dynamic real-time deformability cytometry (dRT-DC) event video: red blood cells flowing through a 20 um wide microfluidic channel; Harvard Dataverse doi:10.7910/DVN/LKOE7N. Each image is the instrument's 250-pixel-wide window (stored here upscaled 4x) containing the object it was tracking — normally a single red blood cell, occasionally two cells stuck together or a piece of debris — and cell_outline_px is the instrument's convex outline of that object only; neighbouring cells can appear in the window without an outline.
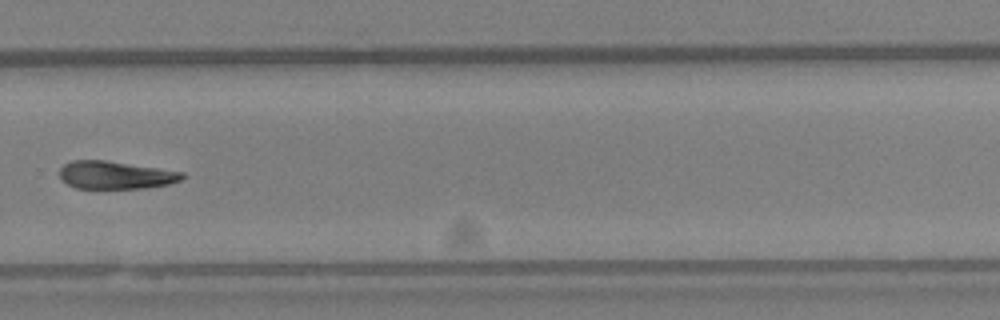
{"species": "Egyptian fruit bat (a non-hibernating species)", "species_latin": "Rousettus aegyptiacus", "temperature_condition": "warm", "stored_images_in_passage": 39, "camera_frame_rate_fps": 3000, "um_per_image_px": 0.085, "animal": {"sex": "female"}, "frame": {"image": 1, "passage_image": 28, "time_ms": 9.0, "image_size_px": [1000, 320], "cell_outline_px": [[184, 176], [180, 180], [168, 184], [144, 188], [76, 188], [68, 184], [60, 176], [60, 168], [64, 164], [72, 160], [104, 160], [184, 172]], "centroid_in_image_um": [9.8, 14.87], "position_along_channel_um": 320.0, "area_um2": 19.59}}